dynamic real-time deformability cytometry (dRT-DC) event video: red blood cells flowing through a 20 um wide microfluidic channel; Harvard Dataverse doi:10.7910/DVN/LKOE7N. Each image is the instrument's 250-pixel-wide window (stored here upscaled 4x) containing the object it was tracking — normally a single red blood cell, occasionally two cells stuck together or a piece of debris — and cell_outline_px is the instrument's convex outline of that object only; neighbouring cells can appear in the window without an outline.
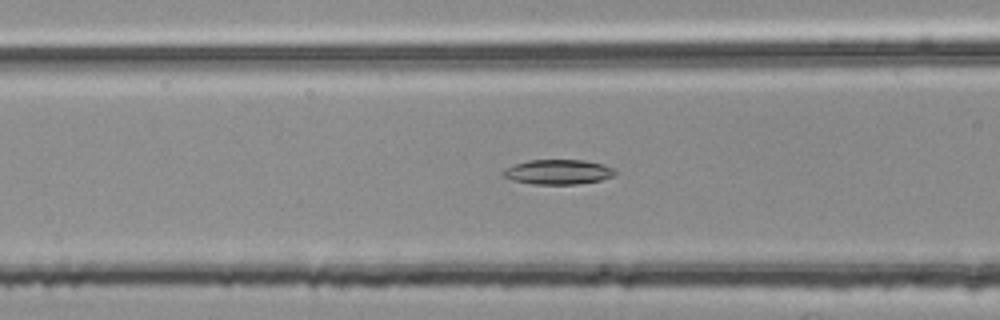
{"species": "common noctule bat (a hibernating species)", "species_latin": "Nyctalus noctula", "temperature_condition": "room temperature", "stored_images_in_passage": 54, "camera_frame_rate_fps": 3000, "um_per_image_px": 0.085, "animal": {"sex": "female", "body_mass_g": 25.1}, "frame": {"image": 1, "passage_image": 21, "time_ms": 6.667, "image_size_px": [1000, 320], "cell_outline_px": [[616, 172], [612, 176], [600, 180], [576, 184], [532, 184], [512, 180], [500, 176], [500, 172], [504, 168], [528, 160], [584, 160], [600, 164], [612, 168]], "centroid_in_image_um": [47.34, 14.62], "position_along_channel_um": 119.3, "area_um2": 16.13}}
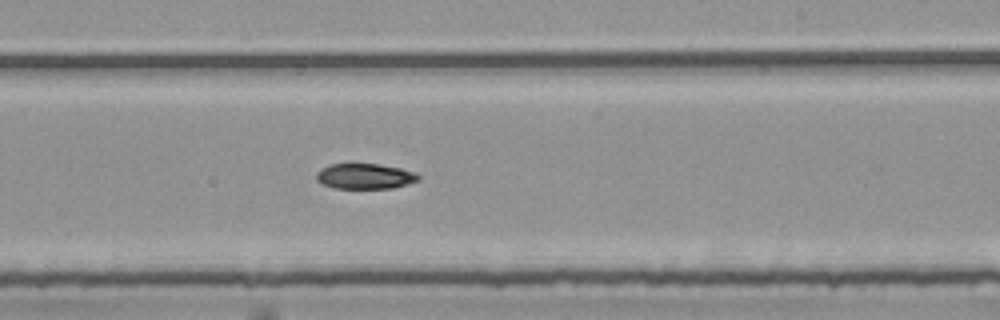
{"frame": {"image": 2, "passage_image": 32, "time_ms": 10.333, "image_size_px": [1000, 320], "cell_outline_px": [[420, 180], [408, 184], [392, 188], [336, 188], [320, 184], [316, 180], [316, 172], [320, 168], [332, 164], [380, 164], [400, 168], [416, 172], [420, 176]], "centroid_in_image_um": [31.02, 14.98], "position_along_channel_um": 258.0, "area_um2": 15.26}}
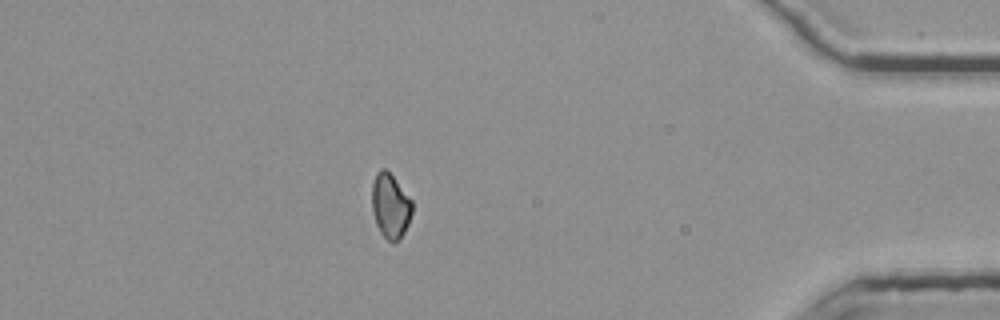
{"frame": {"image": 3, "passage_image": 47, "time_ms": 15.333, "image_size_px": [1000, 320], "cell_outline_px": [[412, 212], [408, 224], [400, 240], [392, 244], [380, 232], [376, 224], [372, 212], [372, 184], [376, 172], [380, 168], [384, 168], [392, 176], [412, 200]], "centroid_in_image_um": [33.17, 17.52], "position_along_channel_um": 402.0, "area_um2": 15.2}}